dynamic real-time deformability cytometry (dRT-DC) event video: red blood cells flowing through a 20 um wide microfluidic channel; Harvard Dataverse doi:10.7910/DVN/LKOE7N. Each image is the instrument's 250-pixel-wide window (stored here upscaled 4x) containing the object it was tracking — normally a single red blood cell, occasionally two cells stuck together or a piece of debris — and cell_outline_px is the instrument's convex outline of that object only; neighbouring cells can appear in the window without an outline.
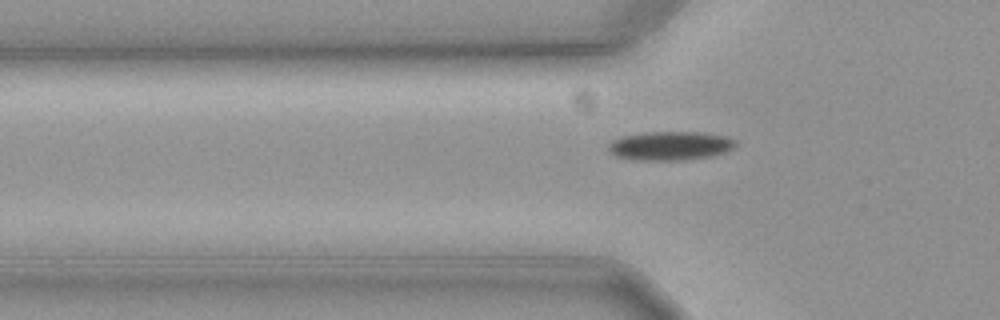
{"species": "common noctule bat (a hibernating species)", "species_latin": "Nyctalus noctula", "temperature_condition": "cold", "stored_images_in_passage": 43, "camera_frame_rate_fps": 3000, "um_per_image_px": 0.085, "animal": {"sex": "female", "body_mass_g": 19.3, "forearm_length_mm": 54.1}, "frame": {"image": 1, "passage_image": 6, "time_ms": 1.667, "image_size_px": [1000, 320], "cell_outline_px": [[736, 144], [732, 148], [724, 152], [712, 156], [684, 160], [636, 160], [616, 156], [608, 148], [608, 144], [612, 140], [624, 136], [644, 132], [704, 132], [728, 136], [736, 140]], "centroid_in_image_um": [57.0, 12.38], "position_along_channel_um": 68.8, "area_um2": 21.44}}
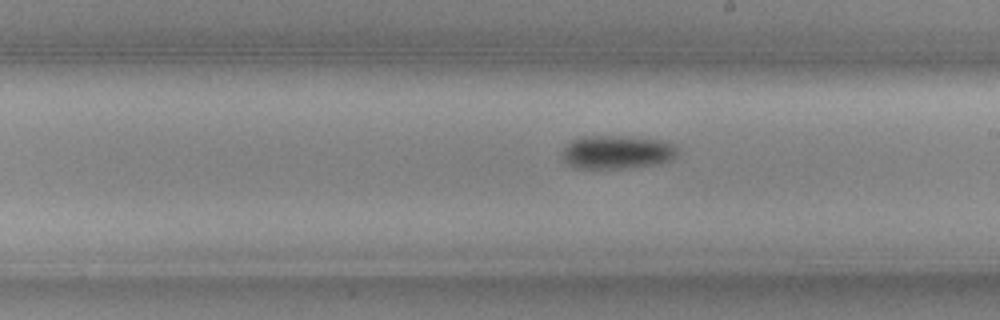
{"frame": {"image": 2, "passage_image": 20, "time_ms": 6.333, "image_size_px": [1000, 320], "cell_outline_px": [[676, 156], [668, 160], [656, 164], [628, 168], [572, 168], [560, 156], [560, 152], [572, 140], [584, 136], [616, 136], [668, 140], [676, 148]], "centroid_in_image_um": [52.4, 12.93], "position_along_channel_um": 236.6, "area_um2": 22.54}}
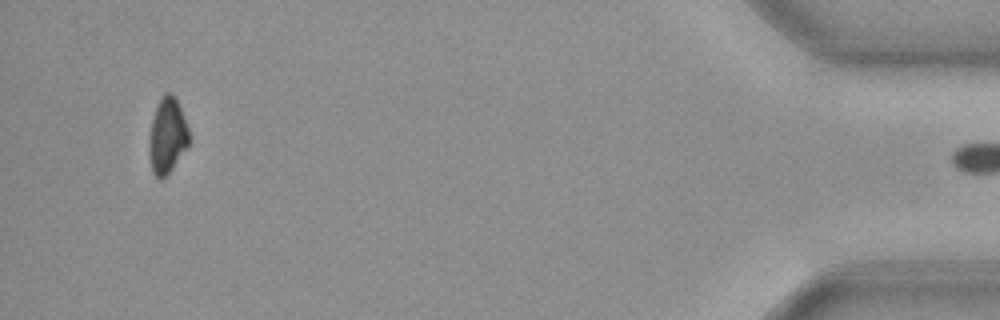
{"frame": {"image": 3, "passage_image": 42, "time_ms": 13.667, "image_size_px": [1000, 320], "cell_outline_px": [[188, 148], [172, 168], [160, 180], [152, 172], [148, 144], [148, 140], [152, 120], [156, 108], [164, 92], [168, 92], [176, 100], [180, 108], [188, 128]], "centroid_in_image_um": [14.21, 11.57], "position_along_channel_um": 421.0, "area_um2": 17.22}, "authors_computed_cell_mechanics": {"area_um2": 20.1722, "velocity_mm_per_s": 3.6126, "shape_relaxation_time_tau1_ms": 3.7049, "shape_relaxation_time_tau2_ms": null, "deformation_change_tau1": 0.1263, "deformation_change_tau2": null}}